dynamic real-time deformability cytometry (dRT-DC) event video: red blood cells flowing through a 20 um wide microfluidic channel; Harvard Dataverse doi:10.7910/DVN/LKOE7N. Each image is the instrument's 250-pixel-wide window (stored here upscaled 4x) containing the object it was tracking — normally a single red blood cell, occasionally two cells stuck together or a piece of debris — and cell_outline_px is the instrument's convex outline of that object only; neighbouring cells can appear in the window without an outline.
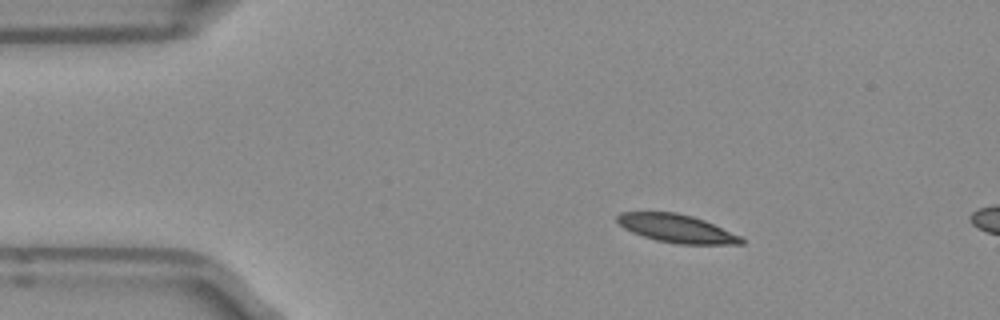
{"species": "Egyptian fruit bat (a non-hibernating species)", "species_latin": "Rousettus aegyptiacus", "temperature_condition": "room temperature", "stored_images_in_passage": 13, "camera_frame_rate_fps": 3000, "um_per_image_px": 0.085, "frame": {"image": 1, "passage_image": 8, "time_ms": 2.333, "image_size_px": [1000, 320], "cell_outline_px": [[744, 244], [680, 244], [656, 240], [632, 232], [624, 228], [616, 220], [616, 216], [620, 212], [676, 212], [692, 216], [704, 220], [740, 236], [744, 240]], "centroid_in_image_um": [57.5, 19.42], "position_along_channel_um": 27.5, "area_um2": 20.17}}